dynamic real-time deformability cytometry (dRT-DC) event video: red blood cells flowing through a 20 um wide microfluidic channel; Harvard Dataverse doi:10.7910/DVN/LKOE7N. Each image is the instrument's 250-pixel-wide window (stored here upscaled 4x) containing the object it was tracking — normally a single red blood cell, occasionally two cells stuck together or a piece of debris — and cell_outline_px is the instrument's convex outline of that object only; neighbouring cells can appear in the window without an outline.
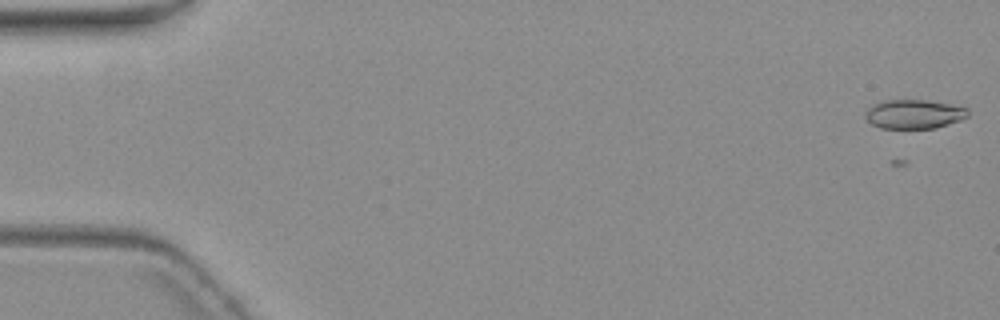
{"species": "common noctule bat (a hibernating species)", "species_latin": "Nyctalus noctula", "temperature_condition": "warm", "stored_images_in_passage": 6, "camera_frame_rate_fps": 3000, "um_per_image_px": 0.085, "animal": {"sex": "female", "body_mass_g": 19.3, "forearm_length_mm": 54.1}, "frame": {"image": 1, "passage_image": 1, "time_ms": 0.0, "image_size_px": [1000, 320], "cell_outline_px": [[968, 116], [960, 120], [936, 128], [880, 128], [872, 124], [864, 116], [864, 112], [872, 104], [884, 100], [924, 100], [948, 104], [968, 108]], "centroid_in_image_um": [77.65, 9.7], "position_along_channel_um": 7.3, "area_um2": 17.34}}
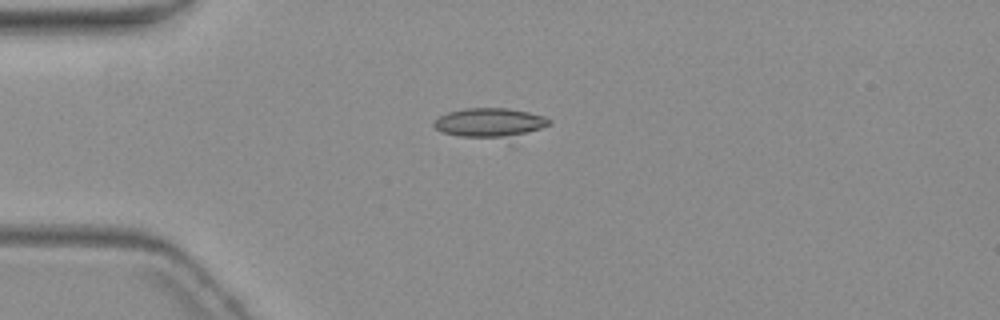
{"frame": {"image": 2, "passage_image": 5, "time_ms": 4.667, "image_size_px": [1000, 320], "cell_outline_px": [[552, 124], [540, 128], [524, 132], [504, 136], [460, 136], [440, 132], [432, 124], [440, 116], [448, 112], [464, 108], [508, 108], [528, 112], [544, 116], [552, 120]], "centroid_in_image_um": [41.59, 10.38], "position_along_channel_um": 43.4, "area_um2": 18.84}}